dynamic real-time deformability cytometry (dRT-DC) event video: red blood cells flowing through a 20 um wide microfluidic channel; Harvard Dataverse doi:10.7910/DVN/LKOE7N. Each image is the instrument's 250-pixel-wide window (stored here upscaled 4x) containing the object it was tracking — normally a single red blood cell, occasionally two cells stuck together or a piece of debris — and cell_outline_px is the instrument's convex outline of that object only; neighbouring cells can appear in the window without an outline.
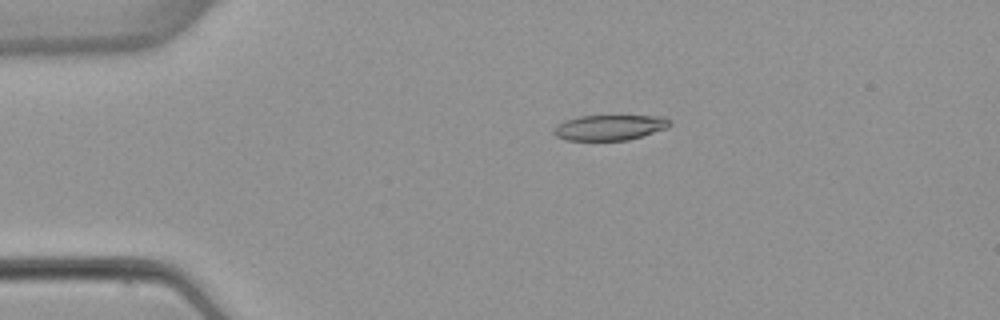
{"species": "common noctule bat (a hibernating species)", "species_latin": "Nyctalus noctula", "temperature_condition": "warm", "stored_images_in_passage": 4, "camera_frame_rate_fps": 3000, "um_per_image_px": 0.085, "animal": {"sex": "female", "body_mass_g": 22.7, "forearm_length_mm": 54.2}, "frame": {"image": 1, "passage_image": 3, "time_ms": 3.333, "image_size_px": [1000, 320], "cell_outline_px": [[672, 124], [668, 128], [628, 140], [568, 140], [556, 136], [552, 132], [556, 124], [564, 120], [580, 116], [664, 116], [672, 120]], "centroid_in_image_um": [51.84, 10.83], "position_along_channel_um": 33.2, "area_um2": 17.28}}